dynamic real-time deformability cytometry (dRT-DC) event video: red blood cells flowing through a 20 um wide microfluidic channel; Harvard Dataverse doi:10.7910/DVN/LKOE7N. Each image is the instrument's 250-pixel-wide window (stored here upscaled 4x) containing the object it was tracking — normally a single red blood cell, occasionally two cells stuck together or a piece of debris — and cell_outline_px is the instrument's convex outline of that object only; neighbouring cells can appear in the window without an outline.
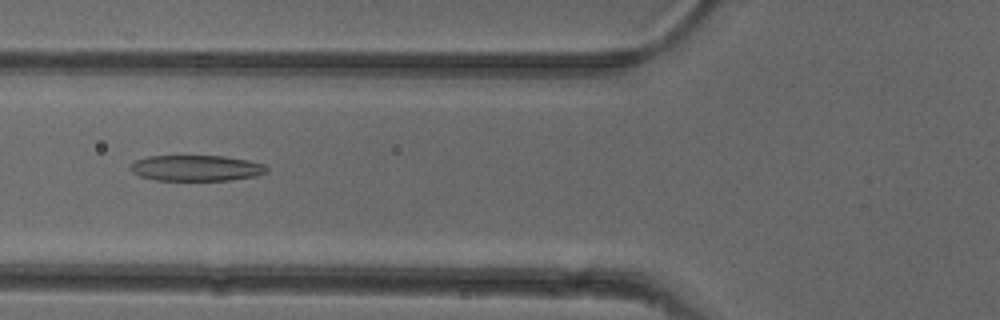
{"species": "common noctule bat (a hibernating species)", "species_latin": "Nyctalus noctula", "temperature_condition": "cold", "stored_images_in_passage": 52, "camera_frame_rate_fps": 3000, "um_per_image_px": 0.085, "animal": {"sex": "female"}, "frame": {"image": 1, "passage_image": 20, "time_ms": 6.333, "image_size_px": [1000, 320], "cell_outline_px": [[268, 172], [256, 176], [232, 180], [156, 180], [140, 176], [132, 172], [128, 168], [128, 164], [136, 160], [148, 156], [224, 156], [248, 160], [264, 164], [268, 168]], "centroid_in_image_um": [16.67, 14.28], "position_along_channel_um": 109.1, "area_um2": 20.69}}
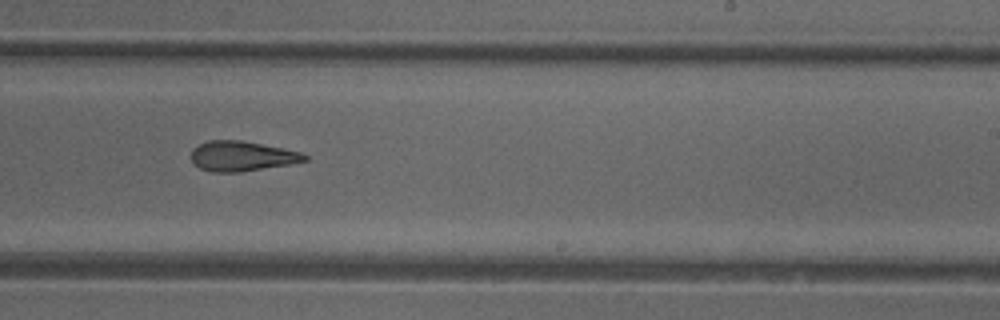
{"frame": {"image": 2, "passage_image": 32, "time_ms": 10.333, "image_size_px": [1000, 320], "cell_outline_px": [[308, 160], [288, 164], [240, 172], [212, 172], [200, 168], [192, 160], [192, 148], [208, 140], [240, 140], [300, 152], [308, 156]], "centroid_in_image_um": [20.53, 13.27], "position_along_channel_um": 268.5, "area_um2": 19.48}}
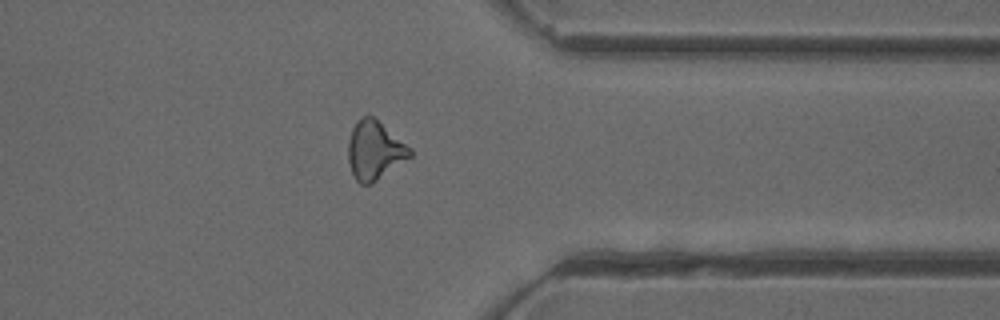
{"frame": {"image": 3, "passage_image": 41, "time_ms": 13.333, "image_size_px": [1000, 320], "cell_outline_px": [[412, 156], [372, 184], [360, 184], [356, 180], [352, 172], [348, 160], [348, 140], [352, 128], [356, 120], [364, 116], [372, 116], [412, 148]], "centroid_in_image_um": [31.84, 12.79], "position_along_channel_um": 379.6, "area_um2": 21.1}, "authors_computed_cell_mechanics": {"area_um2": 21.2126, "velocity_mm_per_s": 3.9832, "shape_relaxation_time_tau1_ms": null, "shape_relaxation_time_tau2_ms": 3.1703, "deformation_change_tau1": null, "deformation_change_tau2": 0.1393}}